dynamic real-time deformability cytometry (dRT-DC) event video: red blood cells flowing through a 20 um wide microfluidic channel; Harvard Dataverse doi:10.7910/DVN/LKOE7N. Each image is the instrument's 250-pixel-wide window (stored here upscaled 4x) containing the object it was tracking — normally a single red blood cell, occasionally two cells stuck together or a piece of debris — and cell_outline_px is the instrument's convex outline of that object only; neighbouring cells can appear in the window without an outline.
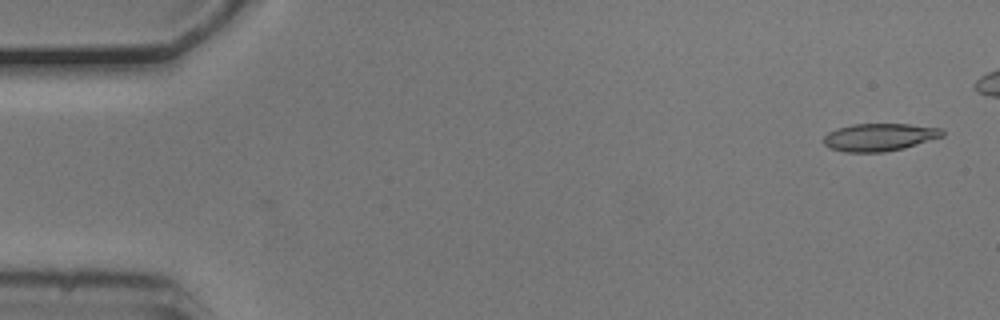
{"species": "common noctule bat (a hibernating species)", "species_latin": "Nyctalus noctula", "temperature_condition": "cold", "stored_images_in_passage": 7, "camera_frame_rate_fps": 3000, "um_per_image_px": 0.085, "animal": {"sex": "male", "body_mass_g": 20.5, "forearm_length_mm": 52.5}, "frame": {"image": 1, "passage_image": 7, "time_ms": 2.0, "image_size_px": [1000, 320], "cell_outline_px": [[944, 136], [904, 148], [884, 152], [844, 152], [832, 148], [824, 144], [824, 136], [828, 132], [836, 128], [852, 124], [908, 124], [940, 128], [944, 132]], "centroid_in_image_um": [74.74, 11.65], "position_along_channel_um": 10.3, "area_um2": 19.07}}